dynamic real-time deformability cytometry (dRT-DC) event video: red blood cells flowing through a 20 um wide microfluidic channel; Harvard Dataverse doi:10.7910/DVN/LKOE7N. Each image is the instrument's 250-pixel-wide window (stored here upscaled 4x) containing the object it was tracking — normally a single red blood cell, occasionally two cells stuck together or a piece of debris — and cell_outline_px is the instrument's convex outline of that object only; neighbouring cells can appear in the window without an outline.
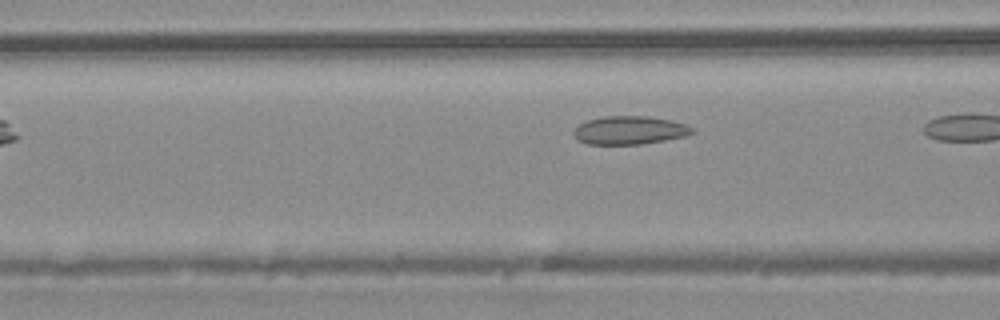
{"species": "common noctule bat (a hibernating species)", "species_latin": "Nyctalus noctula", "temperature_condition": "warm", "stored_images_in_passage": 5, "camera_frame_rate_fps": 3000, "um_per_image_px": 0.085, "animal": {"sex": "male", "body_mass_g": 20.4}, "frame": {"image": 1, "passage_image": 3, "time_ms": 0.667, "image_size_px": [1000, 320], "cell_outline_px": [[696, 132], [684, 136], [664, 140], [640, 144], [588, 144], [580, 140], [572, 132], [580, 124], [588, 120], [604, 116], [648, 116], [668, 120], [684, 124], [692, 128]], "centroid_in_image_um": [53.51, 11.07], "position_along_channel_um": 113.1, "area_um2": 19.19}}